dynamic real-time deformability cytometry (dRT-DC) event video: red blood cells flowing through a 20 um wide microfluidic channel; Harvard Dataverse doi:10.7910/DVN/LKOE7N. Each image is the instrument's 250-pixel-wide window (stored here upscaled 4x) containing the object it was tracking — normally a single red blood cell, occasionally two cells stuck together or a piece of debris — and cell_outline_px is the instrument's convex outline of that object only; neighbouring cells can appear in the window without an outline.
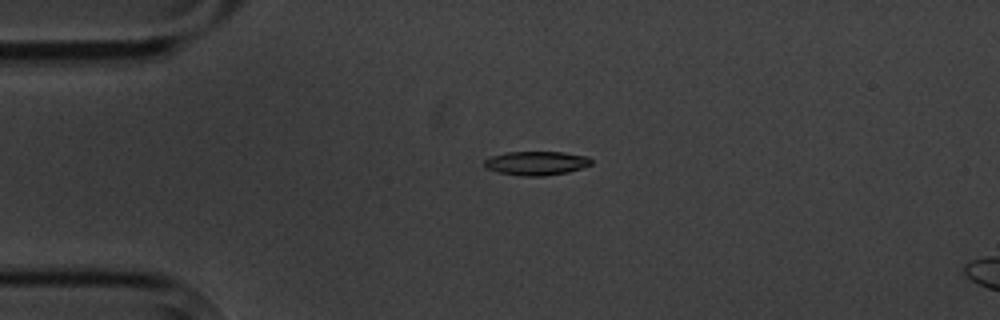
{"species": "common noctule bat (a hibernating species)", "species_latin": "Nyctalus noctula", "temperature_condition": "cold", "stored_images_in_passage": 5, "camera_frame_rate_fps": 3000, "um_per_image_px": 0.085, "animal": {"sex": "male", "body_mass_g": 20.1, "forearm_length_mm": 53.5}, "frame": {"image": 1, "passage_image": 3, "time_ms": 2.333, "image_size_px": [1000, 320], "cell_outline_px": [[592, 164], [568, 172], [544, 176], [524, 176], [500, 172], [484, 168], [484, 160], [492, 156], [508, 152], [564, 152], [588, 156], [592, 160]], "centroid_in_image_um": [45.6, 13.86], "position_along_channel_um": 39.4, "area_um2": 14.85}}